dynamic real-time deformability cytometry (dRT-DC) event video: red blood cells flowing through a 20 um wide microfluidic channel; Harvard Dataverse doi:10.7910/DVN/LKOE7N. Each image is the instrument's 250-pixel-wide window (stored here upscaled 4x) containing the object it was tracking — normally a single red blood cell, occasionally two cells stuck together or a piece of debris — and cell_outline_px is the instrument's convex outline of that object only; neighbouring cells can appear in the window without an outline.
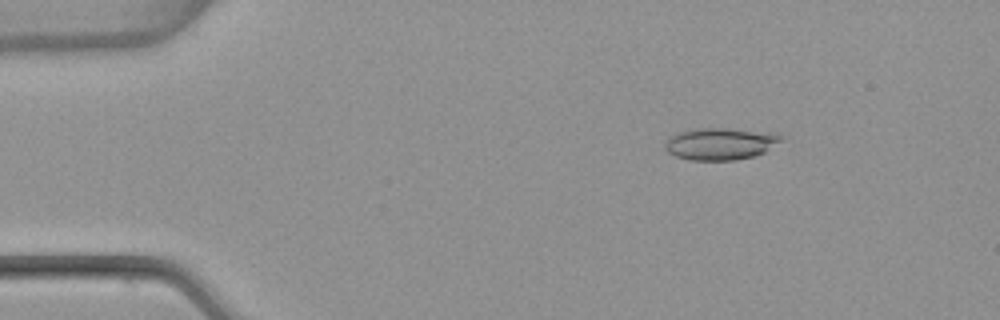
{"species": "common noctule bat (a hibernating species)", "species_latin": "Nyctalus noctula", "temperature_condition": "warm", "stored_images_in_passage": 53, "camera_frame_rate_fps": 3000, "um_per_image_px": 0.085, "animal": {"sex": "female", "body_mass_g": 22.7, "forearm_length_mm": 54.2}, "frame": {"image": 1, "passage_image": 8, "time_ms": 2.333, "image_size_px": [1000, 320], "cell_outline_px": [[784, 140], [764, 152], [756, 156], [736, 160], [688, 160], [676, 156], [668, 152], [664, 148], [664, 140], [668, 136], [692, 128], [728, 128], [776, 132], [784, 136]], "centroid_in_image_um": [61.25, 12.2], "position_along_channel_um": 23.7, "area_um2": 22.25}}
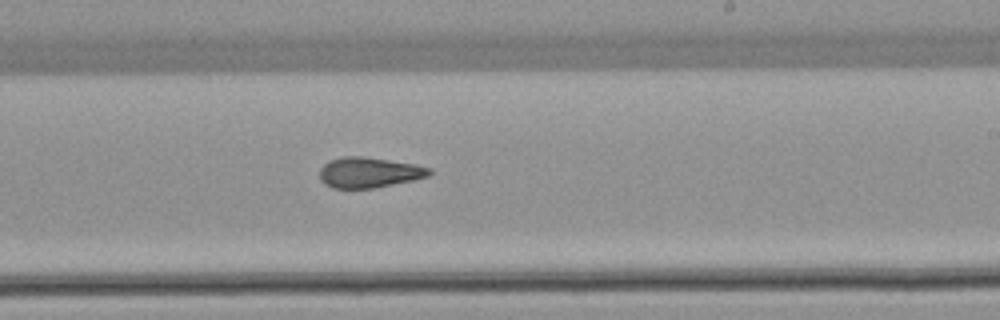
{"frame": {"image": 2, "passage_image": 32, "time_ms": 10.333, "image_size_px": [1000, 320], "cell_outline_px": [[432, 172], [428, 176], [412, 180], [372, 188], [332, 188], [324, 184], [320, 180], [320, 168], [328, 160], [344, 156], [364, 156], [416, 164], [432, 168]], "centroid_in_image_um": [31.35, 14.65], "position_along_channel_um": 257.7, "area_um2": 19.54}}
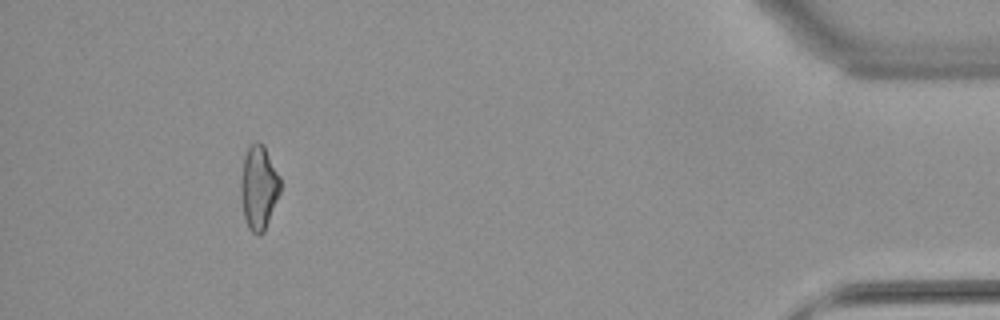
{"frame": {"image": 3, "passage_image": 49, "time_ms": 16.0, "image_size_px": [1000, 320], "cell_outline_px": [[280, 192], [264, 232], [260, 236], [256, 236], [248, 228], [244, 220], [240, 196], [240, 180], [244, 156], [248, 148], [256, 140], [260, 140], [264, 144], [280, 176]], "centroid_in_image_um": [21.98, 15.94], "position_along_channel_um": 413.2, "area_um2": 19.77}, "authors_computed_cell_mechanics": {"area_um2": 20.1722, "velocity_mm_per_s": 3.8832, "shape_relaxation_time_tau1_ms": null, "shape_relaxation_time_tau2_ms": 3.4171, "deformation_change_tau1": null, "deformation_change_tau2": 0.1236}}